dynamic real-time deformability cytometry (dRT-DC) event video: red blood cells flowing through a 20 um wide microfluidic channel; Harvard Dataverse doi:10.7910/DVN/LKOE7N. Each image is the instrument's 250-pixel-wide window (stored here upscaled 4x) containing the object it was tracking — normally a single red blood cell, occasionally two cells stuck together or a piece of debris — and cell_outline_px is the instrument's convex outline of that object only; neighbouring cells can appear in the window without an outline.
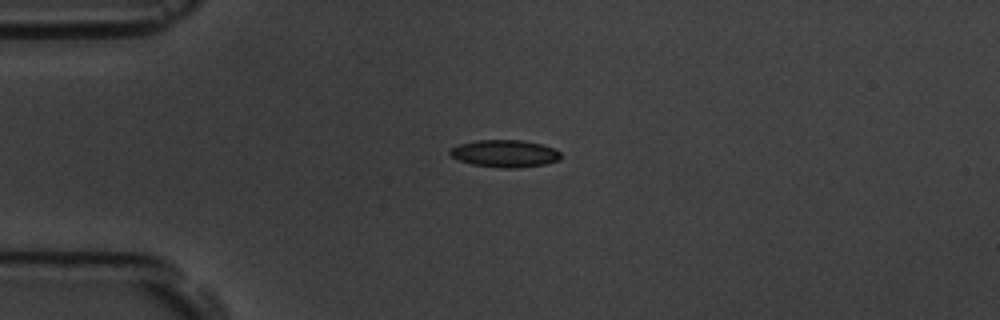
{"species": "common noctule bat (a hibernating species)", "species_latin": "Nyctalus noctula", "temperature_condition": "room temperature", "stored_images_in_passage": 8, "camera_frame_rate_fps": 3000, "um_per_image_px": 0.085, "animal": {"sex": "male", "body_mass_g": 19.5, "forearm_length_mm": 54.6}, "frame": {"image": 1, "passage_image": 4, "time_ms": 3.333, "image_size_px": [1000, 320], "cell_outline_px": [[560, 160], [544, 164], [520, 168], [500, 168], [472, 164], [460, 160], [452, 156], [448, 152], [452, 148], [460, 144], [476, 140], [524, 140], [540, 144], [552, 148], [560, 152]], "centroid_in_image_um": [42.92, 13.05], "position_along_channel_um": 42.1, "area_um2": 17.51}}
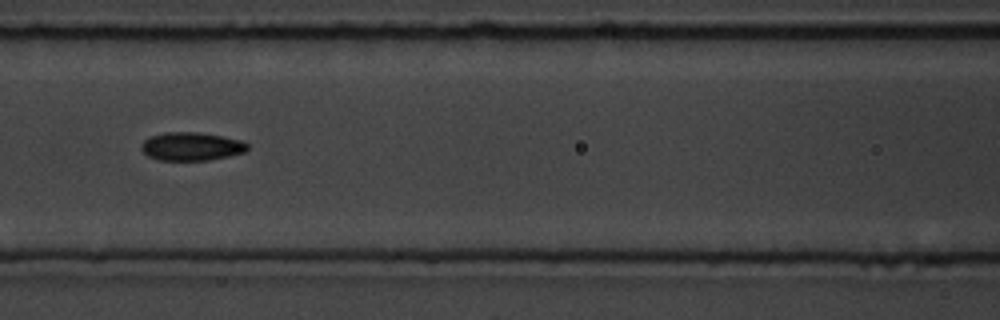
{"frame": {"image": 2, "passage_image": 7, "time_ms": 7.0, "image_size_px": [1000, 320], "cell_outline_px": [[248, 148], [244, 152], [228, 156], [208, 160], [160, 160], [148, 156], [140, 148], [140, 144], [148, 136], [164, 132], [200, 132], [244, 140], [248, 144]], "centroid_in_image_um": [16.25, 12.43], "position_along_channel_um": 150.3, "area_um2": 17.69}}
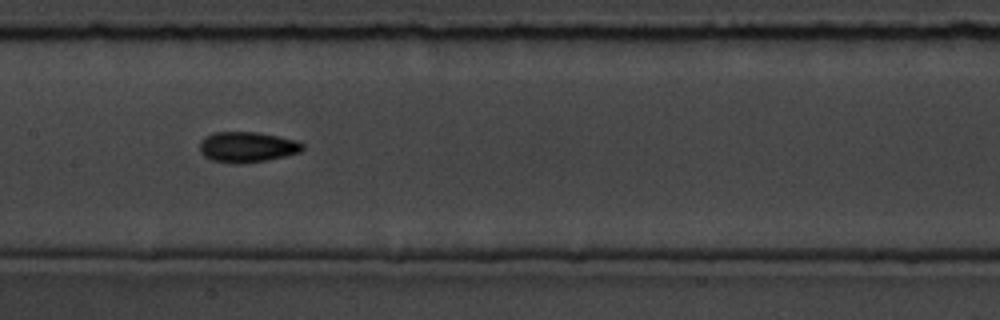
{"frame": {"image": 3, "passage_image": 8, "time_ms": 8.0, "image_size_px": [1000, 320], "cell_outline_px": [[304, 148], [300, 152], [268, 160], [240, 164], [232, 164], [212, 160], [204, 156], [200, 152], [200, 140], [204, 136], [216, 132], [256, 132], [296, 140], [304, 144]], "centroid_in_image_um": [20.98, 12.5], "position_along_channel_um": 186.4, "area_um2": 18.38}}